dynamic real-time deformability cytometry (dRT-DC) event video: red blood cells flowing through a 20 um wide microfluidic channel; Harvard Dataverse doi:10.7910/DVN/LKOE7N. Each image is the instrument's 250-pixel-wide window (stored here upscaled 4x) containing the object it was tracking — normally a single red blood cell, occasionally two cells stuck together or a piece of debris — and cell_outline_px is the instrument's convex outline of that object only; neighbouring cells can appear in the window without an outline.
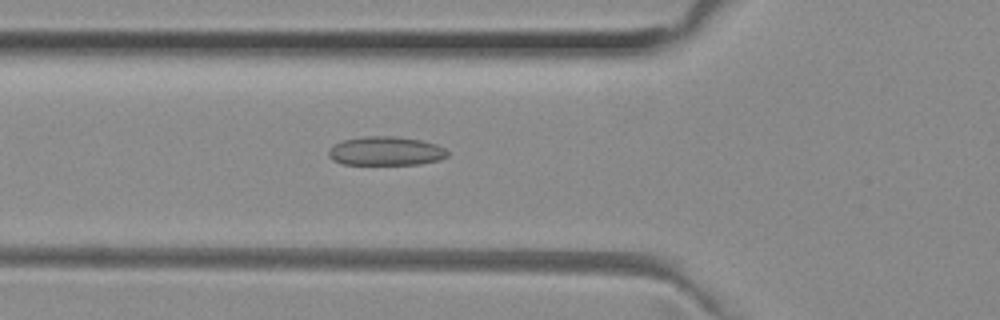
{"species": "common noctule bat (a hibernating species)", "species_latin": "Nyctalus noctula", "temperature_condition": "room temperature", "stored_images_in_passage": 37, "camera_frame_rate_fps": 3000, "um_per_image_px": 0.085, "animal": {"sex": "female", "body_mass_g": 29.2, "forearm_length_mm": 56.3}, "frame": {"image": 1, "passage_image": 8, "time_ms": 2.333, "image_size_px": [1000, 320], "cell_outline_px": [[448, 156], [440, 160], [420, 164], [344, 164], [332, 160], [328, 156], [328, 148], [344, 140], [364, 136], [396, 136], [420, 140], [436, 144], [444, 148], [448, 152]], "centroid_in_image_um": [32.79, 12.84], "position_along_channel_um": 93.0, "area_um2": 20.06}}
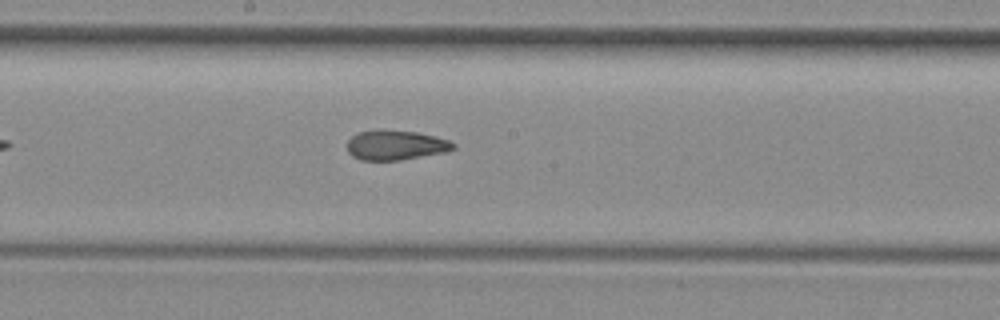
{"frame": {"image": 2, "passage_image": 17, "time_ms": 5.333, "image_size_px": [1000, 320], "cell_outline_px": [[456, 148], [444, 152], [400, 160], [360, 160], [352, 156], [348, 152], [348, 140], [352, 136], [360, 132], [416, 132], [436, 136], [448, 140], [456, 144]], "centroid_in_image_um": [33.66, 12.37], "position_along_channel_um": 214.5, "area_um2": 17.74}}
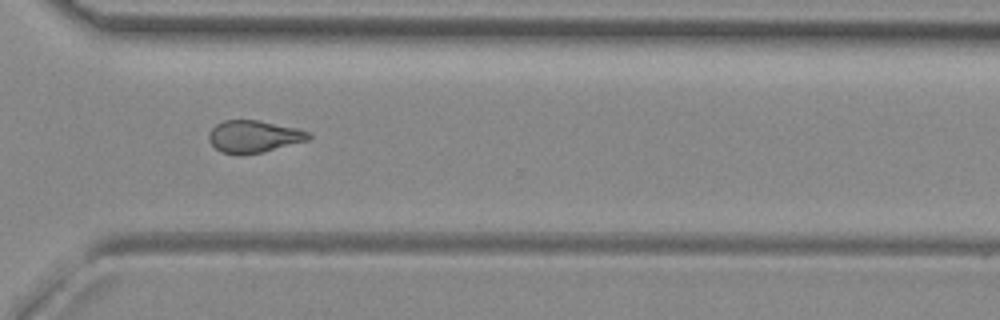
{"frame": {"image": 3, "passage_image": 27, "time_ms": 8.667, "image_size_px": [1000, 320], "cell_outline_px": [[312, 136], [308, 140], [264, 152], [220, 152], [208, 140], [208, 132], [216, 124], [224, 120], [256, 120], [296, 128], [308, 132]], "centroid_in_image_um": [21.56, 11.57], "position_along_channel_um": 349.0, "area_um2": 18.21}, "authors_computed_cell_mechanics": {"area_um2": 19.0162, "velocity_mm_per_s": 4.0409, "shape_relaxation_time_tau1_ms": null, "shape_relaxation_time_tau2_ms": 2.1906, "deformation_change_tau1": null, "deformation_change_tau2": 0.0898}}